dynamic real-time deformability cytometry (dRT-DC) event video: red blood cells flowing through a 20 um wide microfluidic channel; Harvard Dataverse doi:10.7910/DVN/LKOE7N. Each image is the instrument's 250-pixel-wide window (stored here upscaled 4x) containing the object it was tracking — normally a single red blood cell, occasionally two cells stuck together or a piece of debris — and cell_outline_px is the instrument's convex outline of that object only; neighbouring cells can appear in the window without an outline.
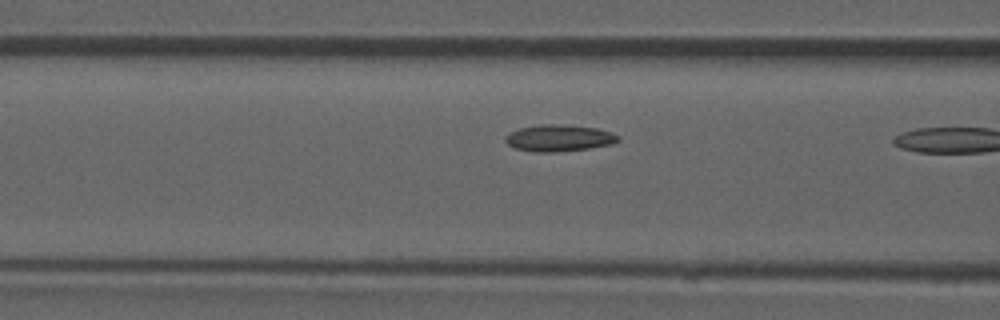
{"species": "common noctule bat (a hibernating species)", "species_latin": "Nyctalus noctula", "temperature_condition": "room temperature", "stored_images_in_passage": 9, "camera_frame_rate_fps": 3000, "um_per_image_px": 0.085, "animal": {"sex": "male", "forearm_length_mm": 52.5}, "frame": {"image": 1, "passage_image": 8, "time_ms": 2.333, "image_size_px": [1000, 320], "cell_outline_px": [[620, 140], [612, 144], [588, 148], [556, 152], [536, 152], [516, 148], [508, 144], [504, 140], [504, 136], [508, 132], [520, 128], [540, 124], [556, 124], [596, 128], [612, 132], [620, 136]], "centroid_in_image_um": [47.5, 11.73], "position_along_channel_um": 119.1, "area_um2": 17.51}}